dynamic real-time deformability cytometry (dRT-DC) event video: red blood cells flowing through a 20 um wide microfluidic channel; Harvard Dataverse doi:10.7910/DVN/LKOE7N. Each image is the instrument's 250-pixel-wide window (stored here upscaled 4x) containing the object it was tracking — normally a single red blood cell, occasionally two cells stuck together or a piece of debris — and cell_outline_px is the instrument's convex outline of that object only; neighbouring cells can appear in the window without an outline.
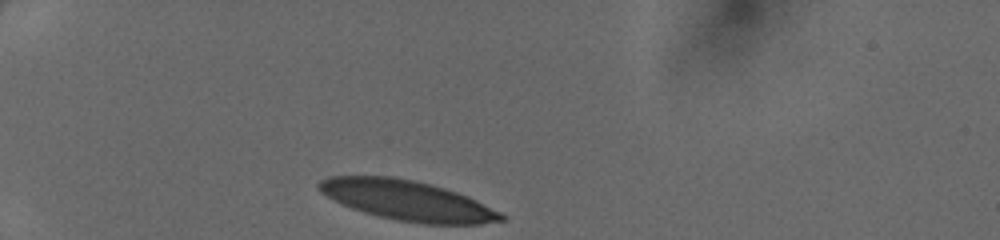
{"species": "human", "species_latin": "Homo sapiens", "temperature_condition": "cold", "stored_images_in_passage": 29, "camera_frame_rate_fps": 3000, "um_per_image_px": 0.085, "donor": {"sex": "female"}, "frame": {"image": 1, "passage_image": 1, "time_ms": 0.0, "image_size_px": [1000, 240], "cell_outline_px": [[504, 220], [480, 224], [424, 224], [396, 220], [364, 212], [352, 208], [320, 192], [316, 184], [320, 180], [328, 176], [392, 176], [416, 180], [432, 184], [468, 196], [500, 212], [504, 216]], "centroid_in_image_um": [34.62, 17.02], "position_along_channel_um": 50.4, "area_um2": 42.25}}
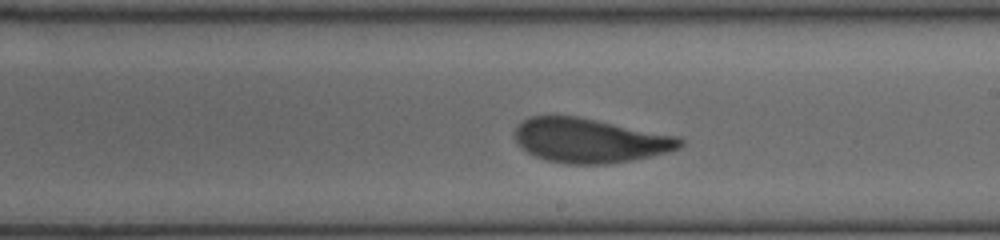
{"frame": {"image": 2, "passage_image": 17, "time_ms": 5.333, "image_size_px": [1000, 240], "cell_outline_px": [[684, 144], [680, 148], [668, 152], [632, 160], [608, 164], [568, 164], [548, 160], [536, 156], [520, 148], [516, 144], [512, 136], [512, 132], [528, 116], [576, 116], [676, 136], [684, 140]], "centroid_in_image_um": [50.09, 11.95], "position_along_channel_um": 238.9, "area_um2": 42.66}}
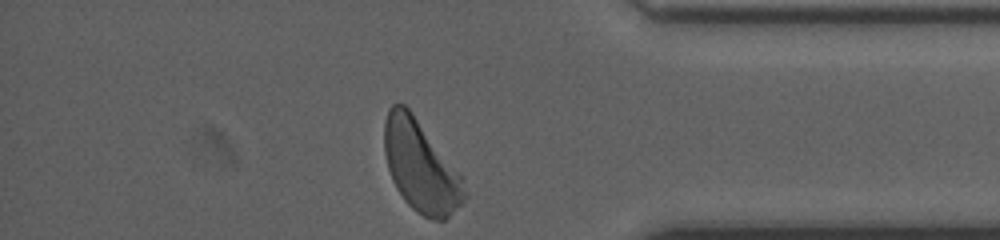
{"frame": {"image": 3, "passage_image": 29, "time_ms": 9.333, "image_size_px": [1000, 240], "cell_outline_px": [[468, 196], [444, 220], [432, 220], [416, 212], [404, 200], [396, 188], [392, 180], [388, 168], [384, 152], [384, 120], [388, 108], [392, 104], [404, 104], [412, 112], [464, 176], [468, 192]], "centroid_in_image_um": [35.78, 14.13], "position_along_channel_um": 399.4, "area_um2": 43.12}}